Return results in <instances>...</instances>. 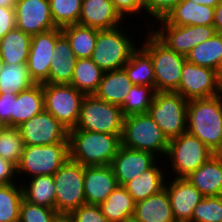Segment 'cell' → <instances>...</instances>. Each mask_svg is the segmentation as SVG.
I'll use <instances>...</instances> for the list:
<instances>
[{"label": "cell", "instance_id": "34", "mask_svg": "<svg viewBox=\"0 0 222 222\" xmlns=\"http://www.w3.org/2000/svg\"><path fill=\"white\" fill-rule=\"evenodd\" d=\"M104 71L90 58L77 59L71 85L85 95H93L102 80Z\"/></svg>", "mask_w": 222, "mask_h": 222}, {"label": "cell", "instance_id": "10", "mask_svg": "<svg viewBox=\"0 0 222 222\" xmlns=\"http://www.w3.org/2000/svg\"><path fill=\"white\" fill-rule=\"evenodd\" d=\"M69 159V143L51 145H25L17 165V176L54 175Z\"/></svg>", "mask_w": 222, "mask_h": 222}, {"label": "cell", "instance_id": "47", "mask_svg": "<svg viewBox=\"0 0 222 222\" xmlns=\"http://www.w3.org/2000/svg\"><path fill=\"white\" fill-rule=\"evenodd\" d=\"M15 173H17V166L11 161L0 157V185L17 183L13 178L17 176Z\"/></svg>", "mask_w": 222, "mask_h": 222}, {"label": "cell", "instance_id": "2", "mask_svg": "<svg viewBox=\"0 0 222 222\" xmlns=\"http://www.w3.org/2000/svg\"><path fill=\"white\" fill-rule=\"evenodd\" d=\"M187 132L215 154H222V94L188 101Z\"/></svg>", "mask_w": 222, "mask_h": 222}, {"label": "cell", "instance_id": "50", "mask_svg": "<svg viewBox=\"0 0 222 222\" xmlns=\"http://www.w3.org/2000/svg\"><path fill=\"white\" fill-rule=\"evenodd\" d=\"M51 222H73L69 214H57Z\"/></svg>", "mask_w": 222, "mask_h": 222}, {"label": "cell", "instance_id": "6", "mask_svg": "<svg viewBox=\"0 0 222 222\" xmlns=\"http://www.w3.org/2000/svg\"><path fill=\"white\" fill-rule=\"evenodd\" d=\"M188 101L177 92L156 91L148 114L168 140L187 131Z\"/></svg>", "mask_w": 222, "mask_h": 222}, {"label": "cell", "instance_id": "37", "mask_svg": "<svg viewBox=\"0 0 222 222\" xmlns=\"http://www.w3.org/2000/svg\"><path fill=\"white\" fill-rule=\"evenodd\" d=\"M0 185V222H19L22 185Z\"/></svg>", "mask_w": 222, "mask_h": 222}, {"label": "cell", "instance_id": "31", "mask_svg": "<svg viewBox=\"0 0 222 222\" xmlns=\"http://www.w3.org/2000/svg\"><path fill=\"white\" fill-rule=\"evenodd\" d=\"M77 59L90 58L96 45L98 29L80 24L61 28Z\"/></svg>", "mask_w": 222, "mask_h": 222}, {"label": "cell", "instance_id": "27", "mask_svg": "<svg viewBox=\"0 0 222 222\" xmlns=\"http://www.w3.org/2000/svg\"><path fill=\"white\" fill-rule=\"evenodd\" d=\"M158 167L154 164L150 169L142 172L140 176L134 177L124 185L135 202L144 200L164 189L167 182L164 181L163 170Z\"/></svg>", "mask_w": 222, "mask_h": 222}, {"label": "cell", "instance_id": "15", "mask_svg": "<svg viewBox=\"0 0 222 222\" xmlns=\"http://www.w3.org/2000/svg\"><path fill=\"white\" fill-rule=\"evenodd\" d=\"M62 35L61 28L31 36L27 66L30 76L36 84L49 83L50 64L53 59L55 43Z\"/></svg>", "mask_w": 222, "mask_h": 222}, {"label": "cell", "instance_id": "46", "mask_svg": "<svg viewBox=\"0 0 222 222\" xmlns=\"http://www.w3.org/2000/svg\"><path fill=\"white\" fill-rule=\"evenodd\" d=\"M14 28H16L14 7L0 6V39Z\"/></svg>", "mask_w": 222, "mask_h": 222}, {"label": "cell", "instance_id": "17", "mask_svg": "<svg viewBox=\"0 0 222 222\" xmlns=\"http://www.w3.org/2000/svg\"><path fill=\"white\" fill-rule=\"evenodd\" d=\"M156 155L134 150L121 145L114 156L111 166L119 186H124L134 177L150 169L156 163Z\"/></svg>", "mask_w": 222, "mask_h": 222}, {"label": "cell", "instance_id": "26", "mask_svg": "<svg viewBox=\"0 0 222 222\" xmlns=\"http://www.w3.org/2000/svg\"><path fill=\"white\" fill-rule=\"evenodd\" d=\"M31 36L14 28L0 39V58L4 64H24L28 62Z\"/></svg>", "mask_w": 222, "mask_h": 222}, {"label": "cell", "instance_id": "53", "mask_svg": "<svg viewBox=\"0 0 222 222\" xmlns=\"http://www.w3.org/2000/svg\"><path fill=\"white\" fill-rule=\"evenodd\" d=\"M218 76L222 79V59L220 61L219 68H218Z\"/></svg>", "mask_w": 222, "mask_h": 222}, {"label": "cell", "instance_id": "38", "mask_svg": "<svg viewBox=\"0 0 222 222\" xmlns=\"http://www.w3.org/2000/svg\"><path fill=\"white\" fill-rule=\"evenodd\" d=\"M51 16L56 27L77 24L82 0H49Z\"/></svg>", "mask_w": 222, "mask_h": 222}, {"label": "cell", "instance_id": "18", "mask_svg": "<svg viewBox=\"0 0 222 222\" xmlns=\"http://www.w3.org/2000/svg\"><path fill=\"white\" fill-rule=\"evenodd\" d=\"M167 190L176 222H190L194 208L203 199L202 193L187 178H174Z\"/></svg>", "mask_w": 222, "mask_h": 222}, {"label": "cell", "instance_id": "12", "mask_svg": "<svg viewBox=\"0 0 222 222\" xmlns=\"http://www.w3.org/2000/svg\"><path fill=\"white\" fill-rule=\"evenodd\" d=\"M187 101L206 99L222 94V79L214 69L185 61L178 89Z\"/></svg>", "mask_w": 222, "mask_h": 222}, {"label": "cell", "instance_id": "5", "mask_svg": "<svg viewBox=\"0 0 222 222\" xmlns=\"http://www.w3.org/2000/svg\"><path fill=\"white\" fill-rule=\"evenodd\" d=\"M117 28L98 30L95 48L90 59L104 72L123 69L137 49L132 38ZM125 33V34H124Z\"/></svg>", "mask_w": 222, "mask_h": 222}, {"label": "cell", "instance_id": "22", "mask_svg": "<svg viewBox=\"0 0 222 222\" xmlns=\"http://www.w3.org/2000/svg\"><path fill=\"white\" fill-rule=\"evenodd\" d=\"M49 70L50 84H70L77 61L67 38L62 34L55 43Z\"/></svg>", "mask_w": 222, "mask_h": 222}, {"label": "cell", "instance_id": "21", "mask_svg": "<svg viewBox=\"0 0 222 222\" xmlns=\"http://www.w3.org/2000/svg\"><path fill=\"white\" fill-rule=\"evenodd\" d=\"M186 178L204 197L222 195V154H214Z\"/></svg>", "mask_w": 222, "mask_h": 222}, {"label": "cell", "instance_id": "45", "mask_svg": "<svg viewBox=\"0 0 222 222\" xmlns=\"http://www.w3.org/2000/svg\"><path fill=\"white\" fill-rule=\"evenodd\" d=\"M115 10L124 19L127 14H137L144 10L142 0H111ZM127 13V14H126Z\"/></svg>", "mask_w": 222, "mask_h": 222}, {"label": "cell", "instance_id": "39", "mask_svg": "<svg viewBox=\"0 0 222 222\" xmlns=\"http://www.w3.org/2000/svg\"><path fill=\"white\" fill-rule=\"evenodd\" d=\"M22 140L18 127L5 126L0 132V157H3L16 166L19 164L23 150Z\"/></svg>", "mask_w": 222, "mask_h": 222}, {"label": "cell", "instance_id": "14", "mask_svg": "<svg viewBox=\"0 0 222 222\" xmlns=\"http://www.w3.org/2000/svg\"><path fill=\"white\" fill-rule=\"evenodd\" d=\"M24 145L69 143L68 129L45 109L18 126Z\"/></svg>", "mask_w": 222, "mask_h": 222}, {"label": "cell", "instance_id": "8", "mask_svg": "<svg viewBox=\"0 0 222 222\" xmlns=\"http://www.w3.org/2000/svg\"><path fill=\"white\" fill-rule=\"evenodd\" d=\"M53 177L56 191L55 209L58 214H70L86 204L82 164L69 158Z\"/></svg>", "mask_w": 222, "mask_h": 222}, {"label": "cell", "instance_id": "16", "mask_svg": "<svg viewBox=\"0 0 222 222\" xmlns=\"http://www.w3.org/2000/svg\"><path fill=\"white\" fill-rule=\"evenodd\" d=\"M16 28L33 36L57 28L49 0H17L14 5Z\"/></svg>", "mask_w": 222, "mask_h": 222}, {"label": "cell", "instance_id": "35", "mask_svg": "<svg viewBox=\"0 0 222 222\" xmlns=\"http://www.w3.org/2000/svg\"><path fill=\"white\" fill-rule=\"evenodd\" d=\"M36 84L29 73L27 63L4 64L0 73V93L17 94Z\"/></svg>", "mask_w": 222, "mask_h": 222}, {"label": "cell", "instance_id": "52", "mask_svg": "<svg viewBox=\"0 0 222 222\" xmlns=\"http://www.w3.org/2000/svg\"><path fill=\"white\" fill-rule=\"evenodd\" d=\"M124 222H143V221L137 219V218L133 215V216H129Z\"/></svg>", "mask_w": 222, "mask_h": 222}, {"label": "cell", "instance_id": "48", "mask_svg": "<svg viewBox=\"0 0 222 222\" xmlns=\"http://www.w3.org/2000/svg\"><path fill=\"white\" fill-rule=\"evenodd\" d=\"M213 26L215 32L222 34V1L214 8Z\"/></svg>", "mask_w": 222, "mask_h": 222}, {"label": "cell", "instance_id": "42", "mask_svg": "<svg viewBox=\"0 0 222 222\" xmlns=\"http://www.w3.org/2000/svg\"><path fill=\"white\" fill-rule=\"evenodd\" d=\"M73 222H109L99 205H81L69 214Z\"/></svg>", "mask_w": 222, "mask_h": 222}, {"label": "cell", "instance_id": "51", "mask_svg": "<svg viewBox=\"0 0 222 222\" xmlns=\"http://www.w3.org/2000/svg\"><path fill=\"white\" fill-rule=\"evenodd\" d=\"M17 0H0L1 7H14Z\"/></svg>", "mask_w": 222, "mask_h": 222}, {"label": "cell", "instance_id": "3", "mask_svg": "<svg viewBox=\"0 0 222 222\" xmlns=\"http://www.w3.org/2000/svg\"><path fill=\"white\" fill-rule=\"evenodd\" d=\"M141 46L151 57L156 91L175 92L178 89L186 56L163 44L152 32Z\"/></svg>", "mask_w": 222, "mask_h": 222}, {"label": "cell", "instance_id": "19", "mask_svg": "<svg viewBox=\"0 0 222 222\" xmlns=\"http://www.w3.org/2000/svg\"><path fill=\"white\" fill-rule=\"evenodd\" d=\"M118 186L111 165L84 167V195L88 205H100Z\"/></svg>", "mask_w": 222, "mask_h": 222}, {"label": "cell", "instance_id": "49", "mask_svg": "<svg viewBox=\"0 0 222 222\" xmlns=\"http://www.w3.org/2000/svg\"><path fill=\"white\" fill-rule=\"evenodd\" d=\"M194 3L200 4V5H207L210 7H216L222 0H190Z\"/></svg>", "mask_w": 222, "mask_h": 222}, {"label": "cell", "instance_id": "44", "mask_svg": "<svg viewBox=\"0 0 222 222\" xmlns=\"http://www.w3.org/2000/svg\"><path fill=\"white\" fill-rule=\"evenodd\" d=\"M17 94L0 93V122L7 127H14V101Z\"/></svg>", "mask_w": 222, "mask_h": 222}, {"label": "cell", "instance_id": "23", "mask_svg": "<svg viewBox=\"0 0 222 222\" xmlns=\"http://www.w3.org/2000/svg\"><path fill=\"white\" fill-rule=\"evenodd\" d=\"M172 25L213 26L214 7L200 5L190 0H181L165 17Z\"/></svg>", "mask_w": 222, "mask_h": 222}, {"label": "cell", "instance_id": "1", "mask_svg": "<svg viewBox=\"0 0 222 222\" xmlns=\"http://www.w3.org/2000/svg\"><path fill=\"white\" fill-rule=\"evenodd\" d=\"M121 135L72 128L68 131L69 158L84 167L110 165L121 147Z\"/></svg>", "mask_w": 222, "mask_h": 222}, {"label": "cell", "instance_id": "29", "mask_svg": "<svg viewBox=\"0 0 222 222\" xmlns=\"http://www.w3.org/2000/svg\"><path fill=\"white\" fill-rule=\"evenodd\" d=\"M135 203L126 188L118 185L99 206L109 222H124L129 216L134 215Z\"/></svg>", "mask_w": 222, "mask_h": 222}, {"label": "cell", "instance_id": "28", "mask_svg": "<svg viewBox=\"0 0 222 222\" xmlns=\"http://www.w3.org/2000/svg\"><path fill=\"white\" fill-rule=\"evenodd\" d=\"M44 109L43 84H34L28 90L17 93L14 101V127L30 120Z\"/></svg>", "mask_w": 222, "mask_h": 222}, {"label": "cell", "instance_id": "41", "mask_svg": "<svg viewBox=\"0 0 222 222\" xmlns=\"http://www.w3.org/2000/svg\"><path fill=\"white\" fill-rule=\"evenodd\" d=\"M57 214L56 209L31 204L23 199L19 222H51Z\"/></svg>", "mask_w": 222, "mask_h": 222}, {"label": "cell", "instance_id": "20", "mask_svg": "<svg viewBox=\"0 0 222 222\" xmlns=\"http://www.w3.org/2000/svg\"><path fill=\"white\" fill-rule=\"evenodd\" d=\"M122 20L111 0H82L78 24L98 30H110L119 27Z\"/></svg>", "mask_w": 222, "mask_h": 222}, {"label": "cell", "instance_id": "4", "mask_svg": "<svg viewBox=\"0 0 222 222\" xmlns=\"http://www.w3.org/2000/svg\"><path fill=\"white\" fill-rule=\"evenodd\" d=\"M169 140L148 113L124 117L121 145L134 150L166 155Z\"/></svg>", "mask_w": 222, "mask_h": 222}, {"label": "cell", "instance_id": "11", "mask_svg": "<svg viewBox=\"0 0 222 222\" xmlns=\"http://www.w3.org/2000/svg\"><path fill=\"white\" fill-rule=\"evenodd\" d=\"M44 106L68 130L77 125L85 94L71 84L43 83Z\"/></svg>", "mask_w": 222, "mask_h": 222}, {"label": "cell", "instance_id": "24", "mask_svg": "<svg viewBox=\"0 0 222 222\" xmlns=\"http://www.w3.org/2000/svg\"><path fill=\"white\" fill-rule=\"evenodd\" d=\"M134 216L143 222H176L167 190L137 201Z\"/></svg>", "mask_w": 222, "mask_h": 222}, {"label": "cell", "instance_id": "55", "mask_svg": "<svg viewBox=\"0 0 222 222\" xmlns=\"http://www.w3.org/2000/svg\"><path fill=\"white\" fill-rule=\"evenodd\" d=\"M4 127H5V125L0 122V132Z\"/></svg>", "mask_w": 222, "mask_h": 222}, {"label": "cell", "instance_id": "7", "mask_svg": "<svg viewBox=\"0 0 222 222\" xmlns=\"http://www.w3.org/2000/svg\"><path fill=\"white\" fill-rule=\"evenodd\" d=\"M124 115L121 108L93 95H85L75 129L106 134H122Z\"/></svg>", "mask_w": 222, "mask_h": 222}, {"label": "cell", "instance_id": "9", "mask_svg": "<svg viewBox=\"0 0 222 222\" xmlns=\"http://www.w3.org/2000/svg\"><path fill=\"white\" fill-rule=\"evenodd\" d=\"M214 154L198 137L186 131L169 140L165 156L171 160L174 176L186 178Z\"/></svg>", "mask_w": 222, "mask_h": 222}, {"label": "cell", "instance_id": "36", "mask_svg": "<svg viewBox=\"0 0 222 222\" xmlns=\"http://www.w3.org/2000/svg\"><path fill=\"white\" fill-rule=\"evenodd\" d=\"M156 90L150 86L133 84L123 103L119 106L124 117L148 113Z\"/></svg>", "mask_w": 222, "mask_h": 222}, {"label": "cell", "instance_id": "40", "mask_svg": "<svg viewBox=\"0 0 222 222\" xmlns=\"http://www.w3.org/2000/svg\"><path fill=\"white\" fill-rule=\"evenodd\" d=\"M222 195L203 197L194 208L190 222H221Z\"/></svg>", "mask_w": 222, "mask_h": 222}, {"label": "cell", "instance_id": "54", "mask_svg": "<svg viewBox=\"0 0 222 222\" xmlns=\"http://www.w3.org/2000/svg\"><path fill=\"white\" fill-rule=\"evenodd\" d=\"M3 67H4V62L1 60L0 58V73L2 72L3 70Z\"/></svg>", "mask_w": 222, "mask_h": 222}, {"label": "cell", "instance_id": "32", "mask_svg": "<svg viewBox=\"0 0 222 222\" xmlns=\"http://www.w3.org/2000/svg\"><path fill=\"white\" fill-rule=\"evenodd\" d=\"M132 84L155 88L154 68L150 55L138 47L123 66Z\"/></svg>", "mask_w": 222, "mask_h": 222}, {"label": "cell", "instance_id": "30", "mask_svg": "<svg viewBox=\"0 0 222 222\" xmlns=\"http://www.w3.org/2000/svg\"><path fill=\"white\" fill-rule=\"evenodd\" d=\"M25 186L22 185L23 199L31 204L55 209V183L53 175L35 176Z\"/></svg>", "mask_w": 222, "mask_h": 222}, {"label": "cell", "instance_id": "43", "mask_svg": "<svg viewBox=\"0 0 222 222\" xmlns=\"http://www.w3.org/2000/svg\"><path fill=\"white\" fill-rule=\"evenodd\" d=\"M180 1L181 0H142L144 12L148 11L149 16H152L154 20L165 18Z\"/></svg>", "mask_w": 222, "mask_h": 222}, {"label": "cell", "instance_id": "13", "mask_svg": "<svg viewBox=\"0 0 222 222\" xmlns=\"http://www.w3.org/2000/svg\"><path fill=\"white\" fill-rule=\"evenodd\" d=\"M157 21L161 28L152 33L169 49L184 56L198 44L210 39L215 33L214 26H177L170 24L165 18Z\"/></svg>", "mask_w": 222, "mask_h": 222}, {"label": "cell", "instance_id": "25", "mask_svg": "<svg viewBox=\"0 0 222 222\" xmlns=\"http://www.w3.org/2000/svg\"><path fill=\"white\" fill-rule=\"evenodd\" d=\"M132 85L124 69L104 72L94 95L103 101L120 106Z\"/></svg>", "mask_w": 222, "mask_h": 222}, {"label": "cell", "instance_id": "33", "mask_svg": "<svg viewBox=\"0 0 222 222\" xmlns=\"http://www.w3.org/2000/svg\"><path fill=\"white\" fill-rule=\"evenodd\" d=\"M222 59V34L215 32L214 35L195 46L187 55L186 60L190 63L214 69L218 72Z\"/></svg>", "mask_w": 222, "mask_h": 222}]
</instances>
